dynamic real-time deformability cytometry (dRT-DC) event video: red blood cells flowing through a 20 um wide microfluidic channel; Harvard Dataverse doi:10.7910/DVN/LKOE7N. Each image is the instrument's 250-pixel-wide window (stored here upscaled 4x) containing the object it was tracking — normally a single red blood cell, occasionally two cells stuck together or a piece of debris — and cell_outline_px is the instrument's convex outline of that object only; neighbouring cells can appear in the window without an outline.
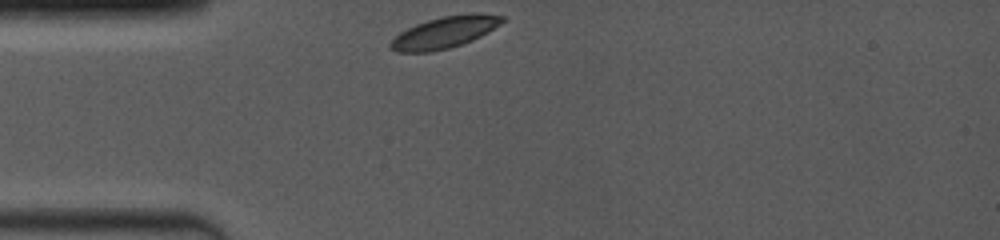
{"species": "common noctule bat (a hibernating species)", "species_latin": "Nyctalus noctula", "temperature_condition": "room temperature", "stored_images_in_passage": 7, "camera_frame_rate_fps": 4000, "um_per_image_px": 0.085, "animal": {"sex": "female", "body_mass_g": 19.0, "forearm_length_mm": 53.3}, "frame": {"image": 1, "passage_image": 1, "time_ms": 0.0, "image_size_px": [1000, 240], "cell_outline_px": [[504, 20], [500, 24], [488, 32], [472, 40], [448, 48], [428, 52], [396, 52], [388, 44], [400, 32], [416, 24], [440, 16], [472, 12], [476, 12], [504, 16]], "centroid_in_image_um": [37.8, 2.73], "position_along_channel_um": 47.2, "area_um2": 20.46}}
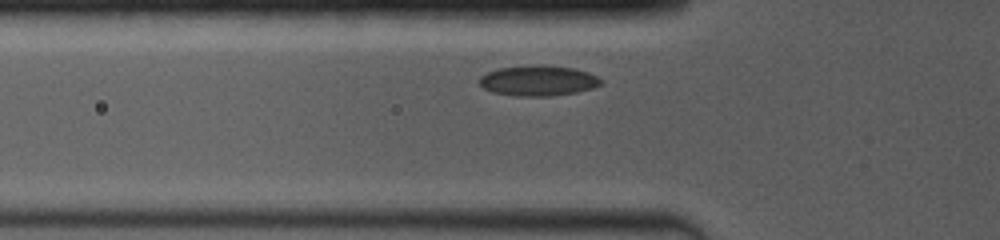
{"frame": {"image": 2, "passage_image": 4, "time_ms": 1.25, "image_size_px": [1000, 240], "cell_outline_px": [[604, 84], [592, 88], [576, 92], [552, 96], [516, 96], [492, 92], [484, 88], [480, 84], [480, 76], [488, 72], [500, 68], [528, 64], [544, 64], [572, 68], [588, 72], [604, 80]], "centroid_in_image_um": [45.77, 6.84], "position_along_channel_um": 80.0, "area_um2": 21.79}}
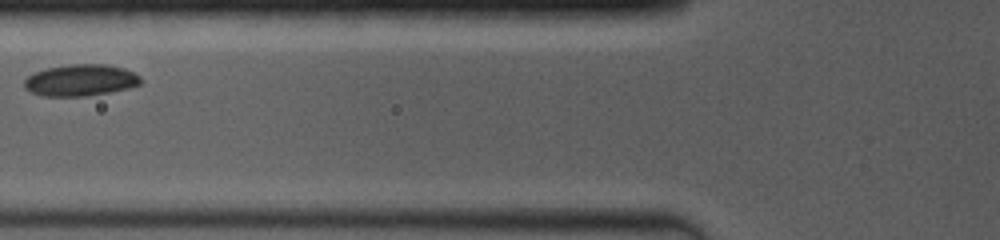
{"frame": {"image": 3, "passage_image": 6, "time_ms": 2.25, "image_size_px": [1000, 240], "cell_outline_px": [[140, 84], [128, 88], [88, 96], [40, 96], [24, 88], [24, 80], [28, 76], [36, 72], [48, 68], [68, 64], [104, 64], [124, 68], [140, 76]], "centroid_in_image_um": [6.83, 6.82], "position_along_channel_um": 119.0, "area_um2": 21.33}}